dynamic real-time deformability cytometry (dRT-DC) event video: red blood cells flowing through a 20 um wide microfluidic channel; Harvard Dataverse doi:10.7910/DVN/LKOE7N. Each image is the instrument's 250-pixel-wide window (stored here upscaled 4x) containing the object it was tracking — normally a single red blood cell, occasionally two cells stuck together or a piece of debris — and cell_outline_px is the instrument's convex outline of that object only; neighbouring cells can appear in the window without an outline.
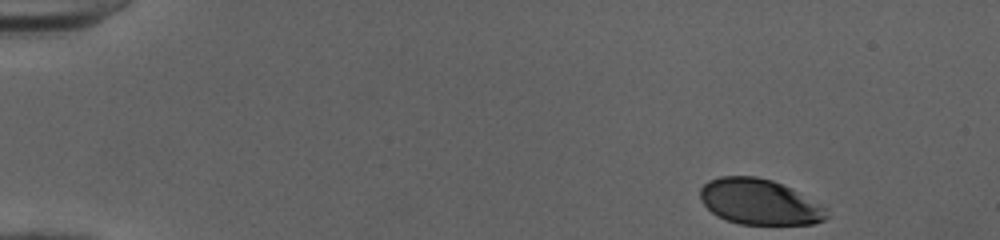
{"species": "human", "species_latin": "Homo sapiens", "temperature_condition": "cold", "stored_images_in_passage": 41, "camera_frame_rate_fps": 3000, "um_per_image_px": 0.085, "donor": {"sex": "female"}, "frame": {"image": 1, "passage_image": 1, "time_ms": 0.0, "image_size_px": [1000, 240], "cell_outline_px": [[832, 216], [824, 220], [812, 224], [740, 224], [716, 216], [704, 204], [700, 196], [700, 188], [708, 180], [720, 176], [756, 176], [772, 180], [828, 208]], "centroid_in_image_um": [64.56, 17.17], "position_along_channel_um": 20.4, "area_um2": 33.47}}
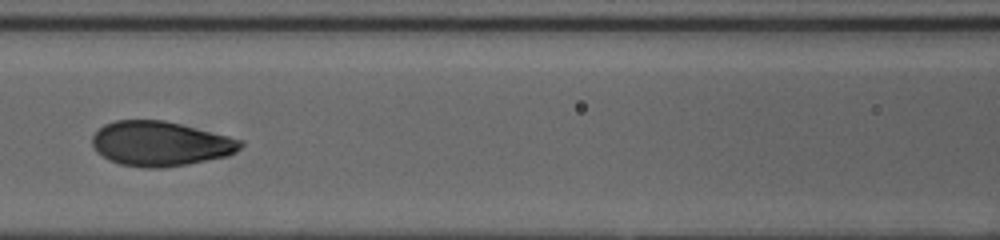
{"frame": {"image": 2, "passage_image": 20, "time_ms": 6.333, "image_size_px": [1000, 240], "cell_outline_px": [[244, 144], [236, 152], [228, 156], [188, 164], [164, 168], [144, 168], [120, 164], [108, 160], [96, 152], [92, 144], [92, 136], [104, 124], [116, 120], [164, 120], [244, 140]], "centroid_in_image_um": [13.63, 12.22], "position_along_channel_um": 153.0, "area_um2": 38.78}}
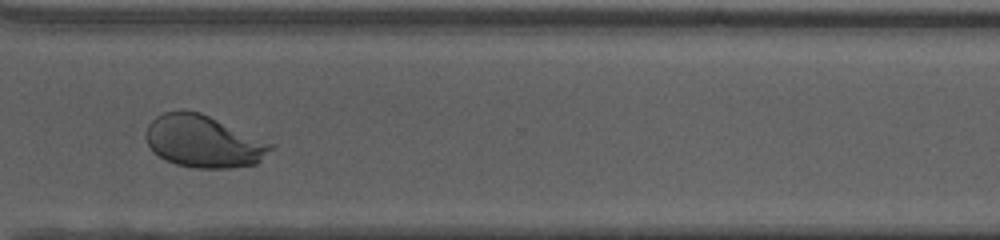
{"frame": {"image": 3, "passage_image": 35, "time_ms": 11.333, "image_size_px": [1000, 240], "cell_outline_px": [[276, 144], [256, 164], [232, 168], [196, 168], [176, 164], [164, 160], [152, 152], [144, 136], [148, 124], [156, 116], [164, 112], [180, 108], [200, 112]], "centroid_in_image_um": [17.26, 12.0], "position_along_channel_um": 353.3, "area_um2": 38.44}, "authors_computed_cell_mechanics": {"area_um2": 38.4948, "velocity_mm_per_s": 4.01, "shape_relaxation_time_tau1_ms": 3.2526, "shape_relaxation_time_tau2_ms": null, "deformation_change_tau1": 0.1606, "deformation_change_tau2": null}}